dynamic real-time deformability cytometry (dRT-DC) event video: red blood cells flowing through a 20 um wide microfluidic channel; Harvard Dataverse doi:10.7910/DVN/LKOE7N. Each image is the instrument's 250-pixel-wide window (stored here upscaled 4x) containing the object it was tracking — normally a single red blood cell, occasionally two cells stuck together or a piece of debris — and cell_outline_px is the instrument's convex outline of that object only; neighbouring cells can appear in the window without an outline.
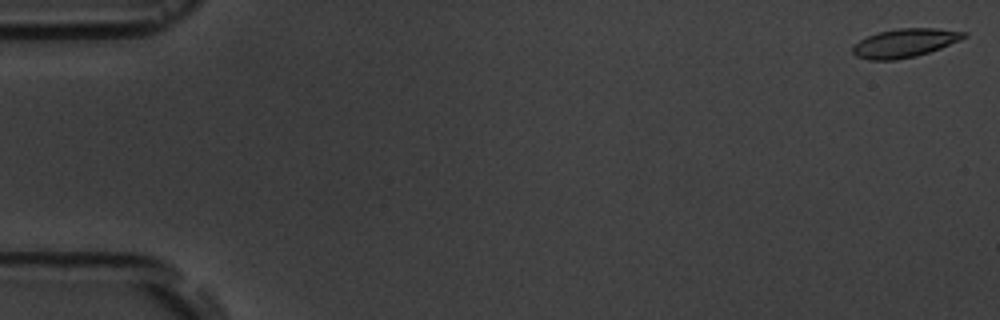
{"species": "common noctule bat (a hibernating species)", "species_latin": "Nyctalus noctula", "temperature_condition": "room temperature", "stored_images_in_passage": 5, "camera_frame_rate_fps": 3000, "um_per_image_px": 0.085, "animal": {"sex": "male", "body_mass_g": 19.5, "forearm_length_mm": 54.6}, "frame": {"image": 1, "passage_image": 1, "time_ms": 0.0, "image_size_px": [1000, 320], "cell_outline_px": [[968, 36], [960, 40], [940, 48], [916, 56], [896, 60], [868, 60], [856, 56], [852, 52], [852, 48], [860, 40], [868, 36], [880, 32], [900, 28], [936, 28], [968, 32]], "centroid_in_image_um": [76.93, 3.66], "position_along_channel_um": 8.1, "area_um2": 18.44}}
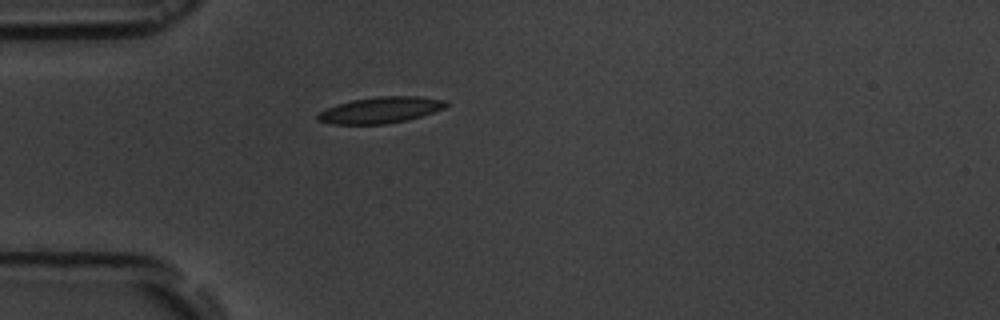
{"frame": {"image": 2, "passage_image": 5, "time_ms": 5.0, "image_size_px": [1000, 320], "cell_outline_px": [[448, 104], [444, 108], [408, 120], [384, 124], [332, 124], [316, 120], [316, 116], [320, 112], [328, 108], [352, 100], [376, 96], [420, 96], [448, 100]], "centroid_in_image_um": [32.37, 9.35], "position_along_channel_um": 52.6, "area_um2": 19.54}}